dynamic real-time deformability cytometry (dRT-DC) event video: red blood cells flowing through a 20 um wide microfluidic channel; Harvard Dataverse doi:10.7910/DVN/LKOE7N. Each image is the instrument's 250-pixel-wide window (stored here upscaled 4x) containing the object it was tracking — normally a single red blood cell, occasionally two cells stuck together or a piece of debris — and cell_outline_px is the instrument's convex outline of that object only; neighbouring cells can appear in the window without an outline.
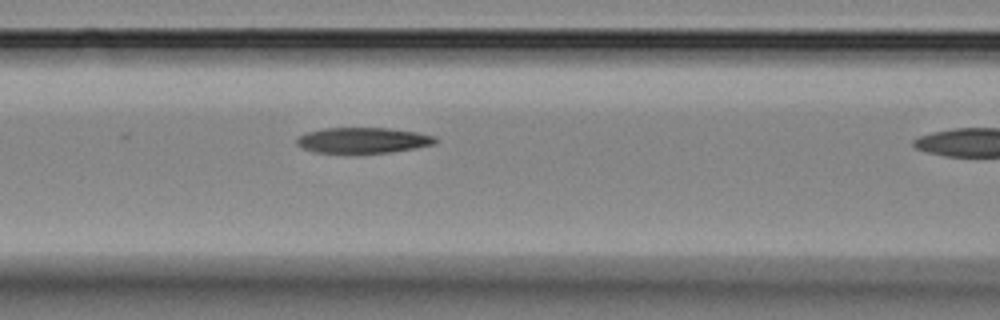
{"species": "Egyptian fruit bat (a non-hibernating species)", "species_latin": "Rousettus aegyptiacus", "temperature_condition": "room temperature", "stored_images_in_passage": 4, "segment_of_instrument_passage": [1, 2], "camera_frame_rate_fps": 3000, "um_per_image_px": 0.085, "animal": {"sex": "female"}, "frame": {"image": 1, "passage_image": 3, "time_ms": 2.333, "image_size_px": [1000, 320], "cell_outline_px": [[440, 140], [436, 144], [416, 148], [392, 152], [316, 152], [304, 148], [296, 144], [296, 136], [304, 132], [324, 128], [388, 128], [416, 132], [436, 136]], "centroid_in_image_um": [30.88, 11.91], "position_along_channel_um": 135.7, "area_um2": 20.75}}